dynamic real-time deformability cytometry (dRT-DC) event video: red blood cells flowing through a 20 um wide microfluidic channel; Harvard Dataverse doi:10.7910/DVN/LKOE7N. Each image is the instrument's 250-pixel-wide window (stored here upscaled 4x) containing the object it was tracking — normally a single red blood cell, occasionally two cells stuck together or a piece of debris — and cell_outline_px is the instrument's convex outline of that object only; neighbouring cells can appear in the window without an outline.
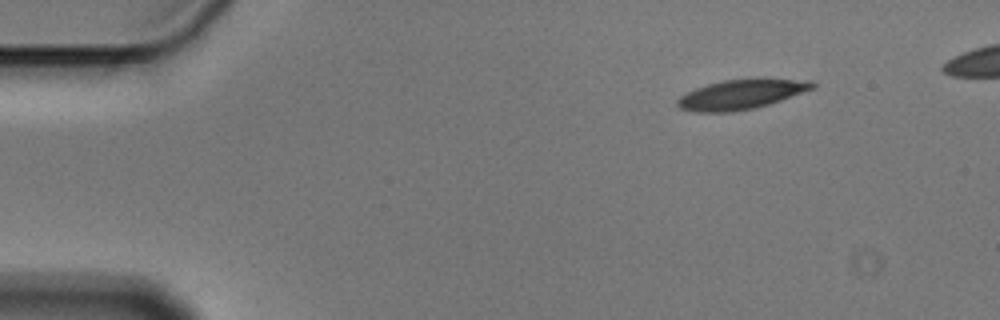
{"species": "Egyptian fruit bat (a non-hibernating species)", "species_latin": "Rousettus aegyptiacus", "temperature_condition": "cold", "stored_images_in_passage": 8, "camera_frame_rate_fps": 3000, "um_per_image_px": 0.085, "animal": {"sex": "male"}, "frame": {"image": 1, "passage_image": 1, "time_ms": 0.0, "image_size_px": [1000, 320], "cell_outline_px": [[816, 88], [768, 104], [752, 108], [732, 112], [696, 112], [680, 108], [676, 104], [676, 100], [680, 96], [696, 88], [708, 84], [724, 80], [748, 76], [764, 76], [812, 80], [816, 84]], "centroid_in_image_um": [63.09, 7.96], "position_along_channel_um": 21.9, "area_um2": 24.22}}
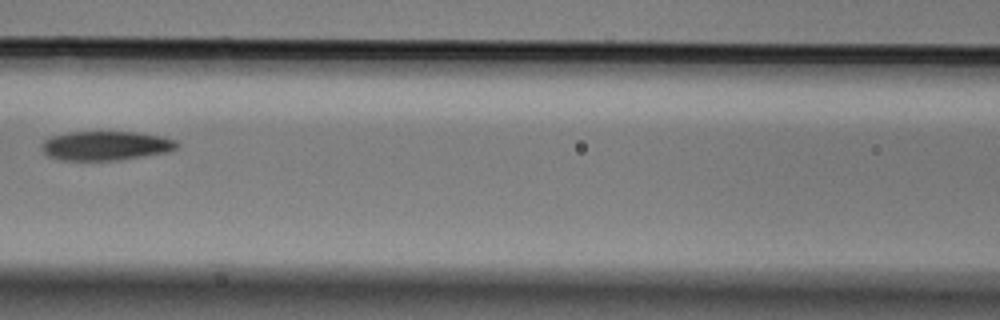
{"frame": {"image": 2, "passage_image": 6, "time_ms": 1.667, "image_size_px": [1000, 320], "cell_outline_px": [[180, 144], [176, 148], [168, 152], [120, 160], [60, 160], [48, 156], [40, 148], [40, 144], [44, 140], [52, 136], [68, 132], [136, 132], [160, 136], [176, 140]], "centroid_in_image_um": [8.97, 12.39], "position_along_channel_um": 157.6, "area_um2": 23.12}}
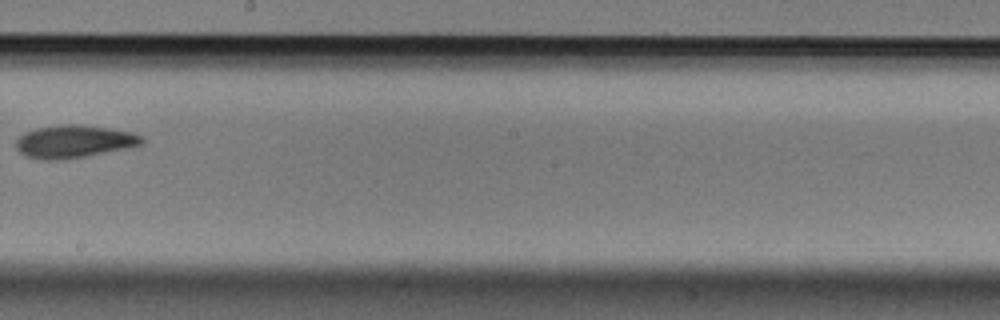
{"frame": {"image": 3, "passage_image": 8, "time_ms": 2.333, "image_size_px": [1000, 320], "cell_outline_px": [[144, 144], [132, 148], [64, 160], [40, 160], [24, 156], [16, 148], [16, 140], [24, 132], [36, 128], [64, 124], [76, 124], [108, 128], [132, 132], [144, 136]], "centroid_in_image_um": [6.32, 12.04], "position_along_channel_um": 241.9, "area_um2": 24.45}}